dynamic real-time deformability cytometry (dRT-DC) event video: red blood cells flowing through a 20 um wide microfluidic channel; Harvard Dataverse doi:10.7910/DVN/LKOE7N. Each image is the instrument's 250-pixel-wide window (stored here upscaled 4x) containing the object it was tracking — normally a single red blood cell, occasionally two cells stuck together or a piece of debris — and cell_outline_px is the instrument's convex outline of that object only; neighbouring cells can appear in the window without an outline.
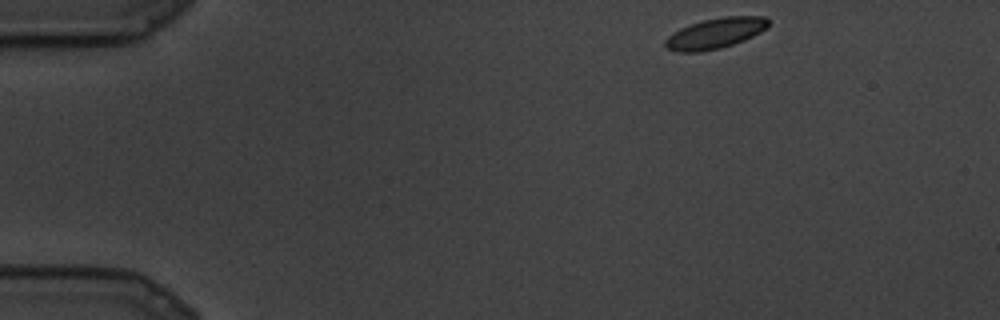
{"species": "common noctule bat (a hibernating species)", "species_latin": "Nyctalus noctula", "temperature_condition": "cold", "stored_images_in_passage": 81, "camera_frame_rate_fps": 3000, "um_per_image_px": 0.085, "animal": {"sex": "male", "body_mass_g": 19.5, "forearm_length_mm": 54.6}, "frame": {"image": 1, "passage_image": 1, "time_ms": 0.0, "image_size_px": [1000, 320], "cell_outline_px": [[772, 20], [768, 28], [744, 40], [720, 48], [700, 52], [680, 52], [668, 48], [664, 44], [664, 40], [672, 32], [680, 28], [704, 20], [724, 16], [764, 16]], "centroid_in_image_um": [60.84, 2.82], "position_along_channel_um": 24.2, "area_um2": 18.38}}
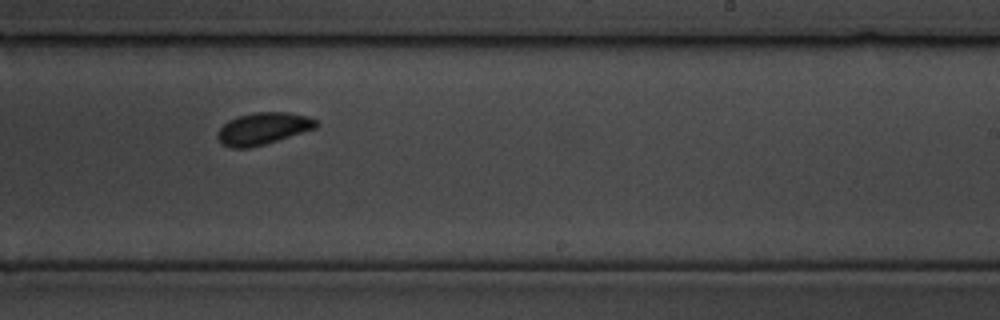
{"frame": {"image": 2, "passage_image": 46, "time_ms": 15.0, "image_size_px": [1000, 320], "cell_outline_px": [[320, 124], [316, 128], [264, 144], [248, 148], [228, 148], [220, 144], [216, 136], [216, 132], [228, 120], [240, 116], [256, 112], [288, 112], [308, 116], [320, 120]], "centroid_in_image_um": [22.36, 10.93], "position_along_channel_um": 266.6, "area_um2": 18.55}}
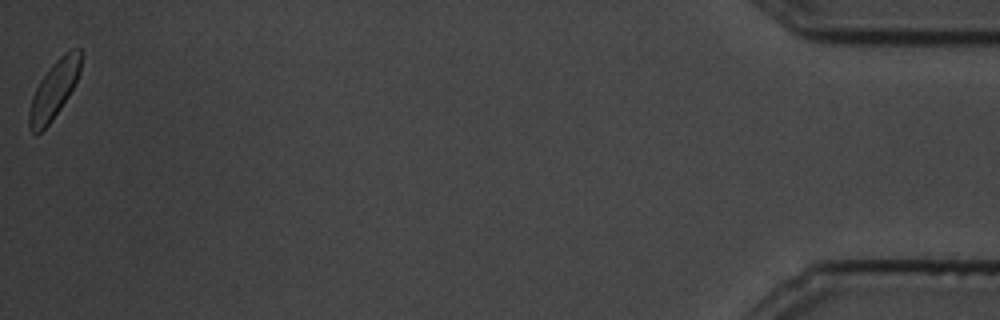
{"frame": {"image": 3, "passage_image": 81, "time_ms": 26.667, "image_size_px": [1000, 320], "cell_outline_px": [[80, 72], [68, 96], [52, 120], [36, 136], [28, 128], [28, 112], [32, 96], [40, 80], [52, 64], [64, 52], [72, 48], [80, 48]], "centroid_in_image_um": [4.55, 7.65], "position_along_channel_um": 430.6, "area_um2": 17.17}}